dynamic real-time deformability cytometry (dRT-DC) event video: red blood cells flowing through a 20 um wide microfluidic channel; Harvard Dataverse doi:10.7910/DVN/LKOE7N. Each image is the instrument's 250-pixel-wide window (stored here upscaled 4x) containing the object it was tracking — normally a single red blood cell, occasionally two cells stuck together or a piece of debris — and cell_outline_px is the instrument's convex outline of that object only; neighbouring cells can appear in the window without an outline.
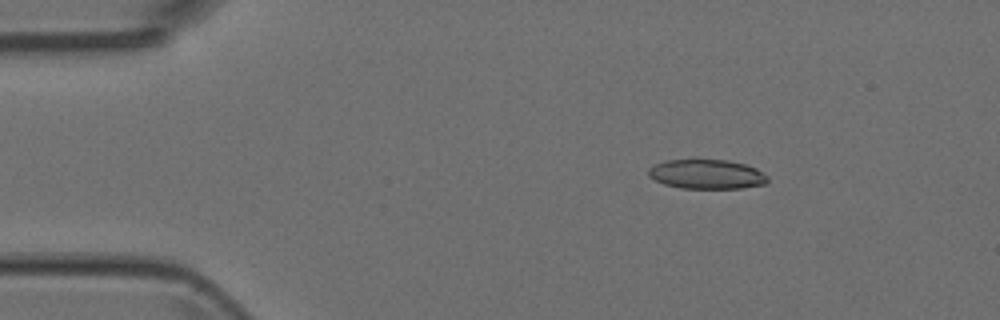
{"species": "Egyptian fruit bat (a non-hibernating species)", "species_latin": "Rousettus aegyptiacus", "temperature_condition": "room temperature", "stored_images_in_passage": 7, "camera_frame_rate_fps": 3000, "um_per_image_px": 0.085, "animal": {"sex": "female"}, "frame": {"image": 1, "passage_image": 3, "time_ms": 0.667, "image_size_px": [1000, 320], "cell_outline_px": [[768, 180], [764, 184], [740, 188], [680, 188], [664, 184], [648, 176], [648, 168], [664, 160], [696, 156], [728, 160], [744, 164], [756, 168], [768, 176]], "centroid_in_image_um": [60.02, 14.75], "position_along_channel_um": 25.0, "area_um2": 21.27}}
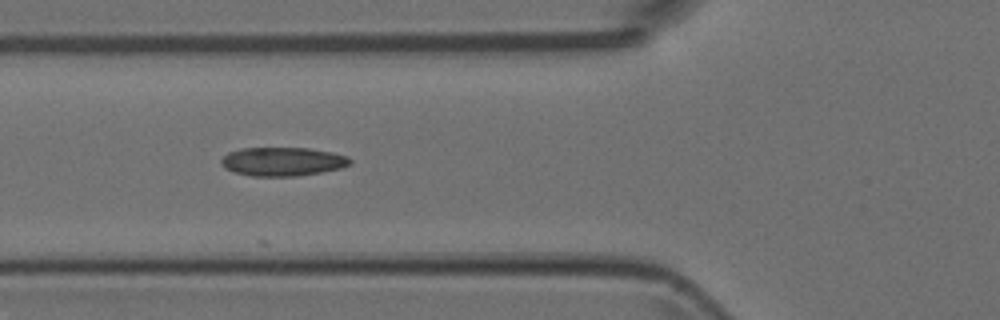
{"frame": {"image": 2, "passage_image": 6, "time_ms": 1.667, "image_size_px": [1000, 320], "cell_outline_px": [[352, 164], [340, 168], [320, 172], [296, 176], [252, 176], [236, 172], [224, 168], [220, 160], [228, 152], [240, 148], [308, 148], [332, 152], [348, 156], [352, 160]], "centroid_in_image_um": [24.03, 13.72], "position_along_channel_um": 101.8, "area_um2": 21.56}}